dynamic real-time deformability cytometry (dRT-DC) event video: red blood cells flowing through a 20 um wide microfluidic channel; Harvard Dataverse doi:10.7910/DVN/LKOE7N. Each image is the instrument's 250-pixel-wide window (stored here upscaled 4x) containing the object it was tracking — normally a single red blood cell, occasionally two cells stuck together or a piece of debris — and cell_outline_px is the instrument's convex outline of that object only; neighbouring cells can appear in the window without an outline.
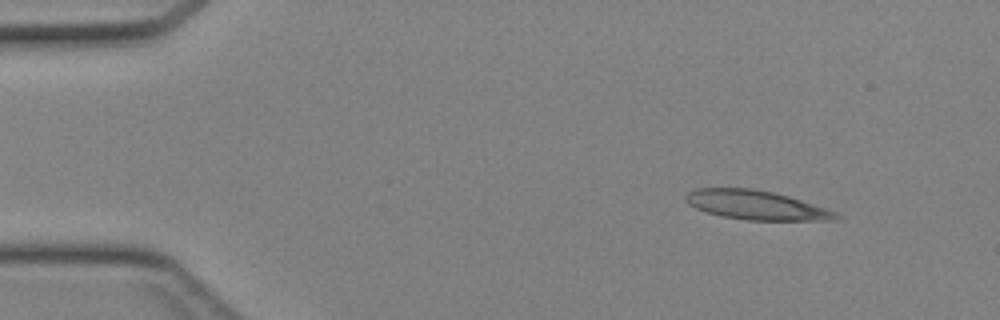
{"species": "Egyptian fruit bat (a non-hibernating species)", "species_latin": "Rousettus aegyptiacus", "temperature_condition": "cold", "stored_images_in_passage": 39, "camera_frame_rate_fps": 3000, "um_per_image_px": 0.085, "animal": {"sex": "female"}, "frame": {"image": 1, "passage_image": 1, "time_ms": 0.0, "image_size_px": [1000, 320], "cell_outline_px": [[844, 216], [836, 220], [748, 220], [720, 216], [696, 208], [688, 204], [684, 196], [688, 192], [696, 188], [752, 188], [772, 192], [788, 196], [836, 212]], "centroid_in_image_um": [64.26, 17.43], "position_along_channel_um": 20.7, "area_um2": 25.37}}
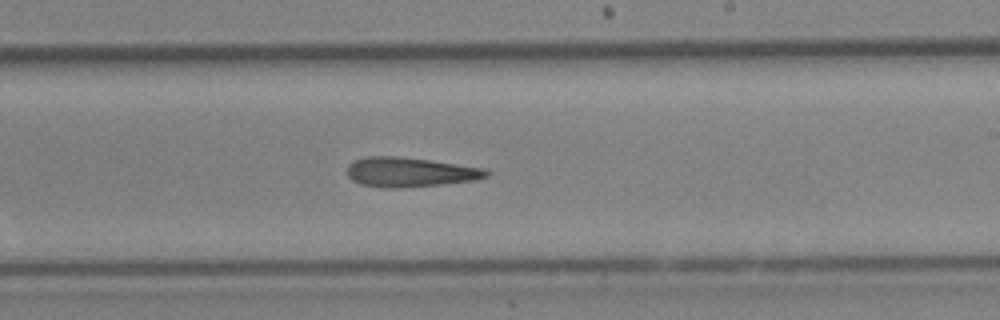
{"frame": {"image": 2, "passage_image": 22, "time_ms": 7.0, "image_size_px": [1000, 320], "cell_outline_px": [[492, 172], [488, 176], [476, 180], [440, 184], [400, 188], [384, 188], [360, 184], [352, 180], [348, 176], [348, 164], [352, 160], [368, 156], [396, 156], [428, 160], [484, 168]], "centroid_in_image_um": [34.82, 14.63], "position_along_channel_um": 254.2, "area_um2": 23.99}}
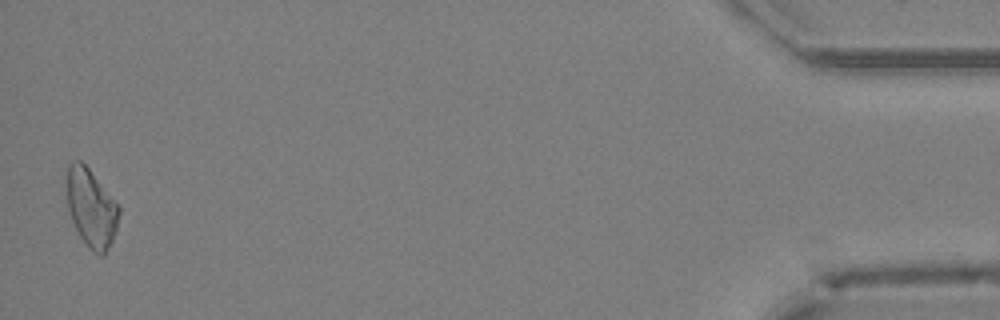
{"frame": {"image": 3, "passage_image": 39, "time_ms": 12.667, "image_size_px": [1000, 320], "cell_outline_px": [[120, 212], [116, 228], [112, 240], [104, 256], [100, 256], [92, 252], [88, 248], [80, 236], [72, 220], [68, 208], [68, 164], [72, 160], [80, 160], [88, 168], [120, 208]], "centroid_in_image_um": [7.76, 17.72], "position_along_channel_um": 427.4, "area_um2": 23.24}}